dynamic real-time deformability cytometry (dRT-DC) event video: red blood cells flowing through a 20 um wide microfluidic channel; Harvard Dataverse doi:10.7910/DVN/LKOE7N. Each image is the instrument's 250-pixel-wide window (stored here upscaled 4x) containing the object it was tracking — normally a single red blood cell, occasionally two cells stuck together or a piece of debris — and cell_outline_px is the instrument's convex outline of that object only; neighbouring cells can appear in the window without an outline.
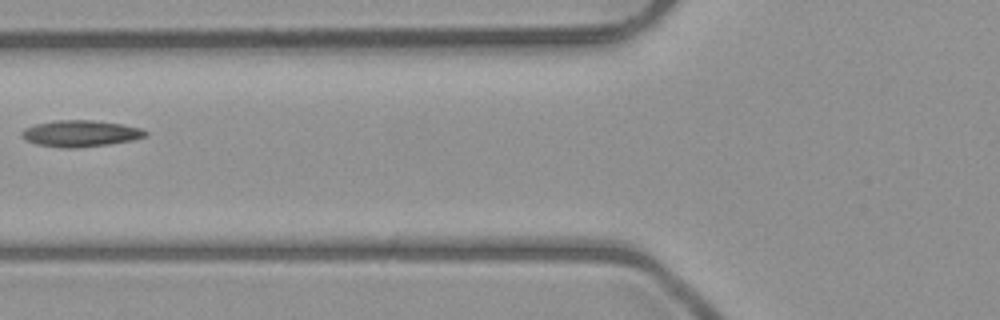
{"species": "common noctule bat (a hibernating species)", "species_latin": "Nyctalus noctula", "temperature_condition": "room temperature", "stored_images_in_passage": 5, "camera_frame_rate_fps": 3000, "um_per_image_px": 0.085, "animal": {"sex": "male", "body_mass_g": 23.1, "forearm_length_mm": 52.7}, "frame": {"image": 1, "passage_image": 3, "time_ms": 2.333, "image_size_px": [1000, 320], "cell_outline_px": [[148, 136], [132, 140], [108, 144], [76, 148], [64, 148], [36, 144], [28, 140], [20, 132], [24, 128], [36, 124], [52, 120], [92, 120], [120, 124], [140, 128], [148, 132]], "centroid_in_image_um": [6.85, 11.34], "position_along_channel_um": 119.0, "area_um2": 18.9}}
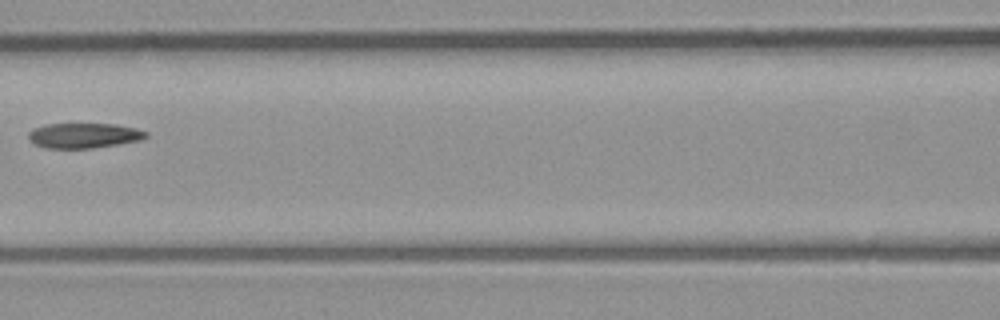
{"frame": {"image": 2, "passage_image": 4, "time_ms": 3.333, "image_size_px": [1000, 320], "cell_outline_px": [[148, 136], [140, 140], [92, 148], [44, 148], [28, 140], [28, 132], [36, 128], [48, 124], [116, 124], [136, 128], [148, 132]], "centroid_in_image_um": [7.13, 11.52], "position_along_channel_um": 159.5, "area_um2": 17.05}}
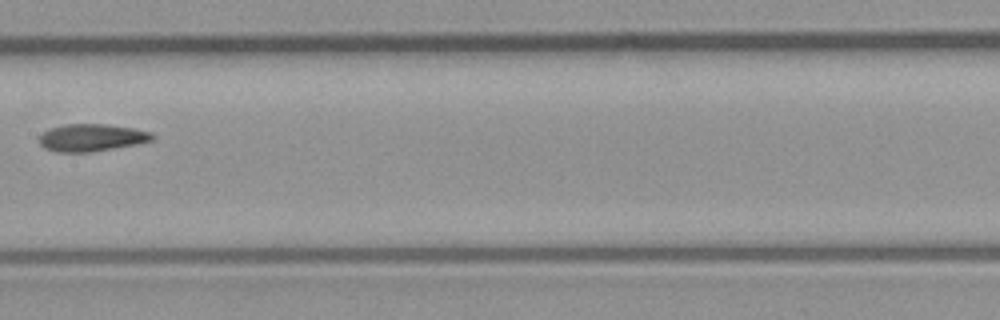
{"frame": {"image": 3, "passage_image": 5, "time_ms": 4.333, "image_size_px": [1000, 320], "cell_outline_px": [[156, 136], [152, 140], [136, 144], [88, 152], [56, 152], [44, 148], [40, 144], [40, 136], [44, 132], [52, 128], [68, 124], [104, 124], [132, 128], [152, 132]], "centroid_in_image_um": [7.8, 11.7], "position_along_channel_um": 199.6, "area_um2": 17.74}}